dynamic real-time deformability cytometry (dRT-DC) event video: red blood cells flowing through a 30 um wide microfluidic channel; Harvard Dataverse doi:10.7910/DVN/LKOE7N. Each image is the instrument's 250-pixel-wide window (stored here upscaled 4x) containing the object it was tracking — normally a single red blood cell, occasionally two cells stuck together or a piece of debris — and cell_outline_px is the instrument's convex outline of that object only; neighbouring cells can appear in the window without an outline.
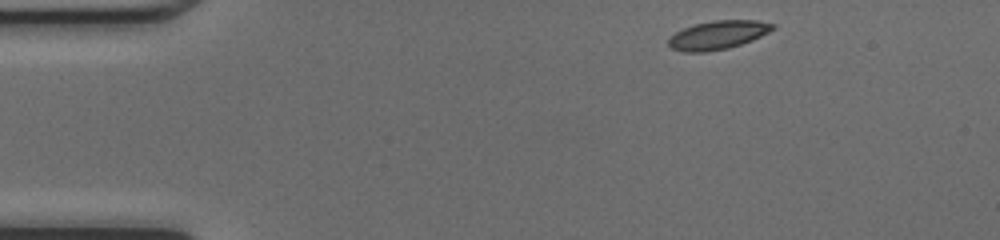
{"species": "common noctule bat (a hibernating species)", "species_latin": "Nyctalus noctula", "temperature_condition": "cold", "stored_images_in_passage": 42, "camera_frame_rate_fps": 3000, "um_per_image_px": 0.085, "animal": {"sex": "female", "body_mass_g": 17.0, "forearm_length_mm": 48.0}, "frame": {"image": 1, "passage_image": 1, "time_ms": 0.0, "image_size_px": [1000, 240], "cell_outline_px": [[776, 28], [752, 40], [728, 48], [704, 52], [684, 52], [672, 48], [668, 44], [668, 40], [676, 32], [684, 28], [696, 24], [712, 20], [756, 20], [776, 24]], "centroid_in_image_um": [61.04, 2.97], "position_along_channel_um": 24.0, "area_um2": 17.22}}
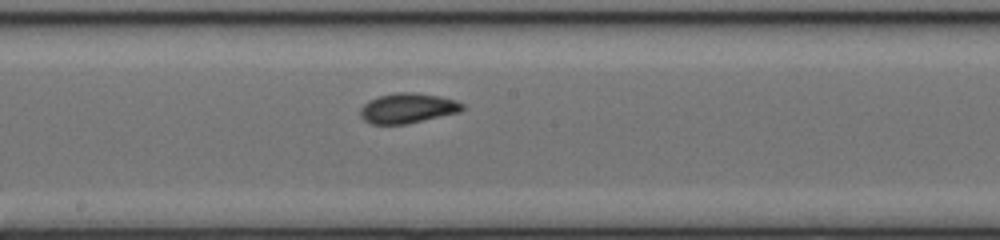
{"frame": {"image": 2, "passage_image": 20, "time_ms": 6.333, "image_size_px": [1000, 240], "cell_outline_px": [[464, 108], [460, 112], [404, 124], [372, 124], [364, 120], [360, 116], [360, 108], [368, 100], [380, 96], [396, 92], [416, 92], [440, 96], [456, 100], [464, 104]], "centroid_in_image_um": [34.65, 9.18], "position_along_channel_um": 213.6, "area_um2": 17.86}}
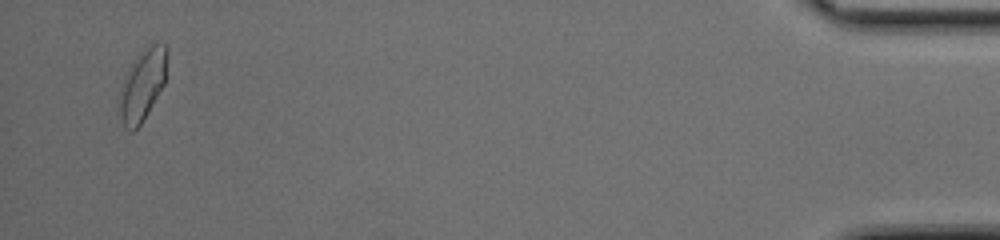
{"frame": {"image": 3, "passage_image": 41, "time_ms": 13.333, "image_size_px": [1000, 240], "cell_outline_px": [[168, 52], [164, 84], [140, 124], [132, 132], [124, 124], [120, 116], [120, 92], [124, 76], [136, 56], [148, 44], [164, 44], [168, 48]], "centroid_in_image_um": [12.13, 7.15], "position_along_channel_um": 423.1, "area_um2": 19.36}, "authors_computed_cell_mechanics": {"area_um2": 17.4556, "velocity_mm_per_s": 4.2263, "shape_relaxation_time_tau1_ms": 2.6549, "shape_relaxation_time_tau2_ms": 1.3913, "deformation_change_tau1": 0.1109, "deformation_change_tau2": 0.0487}}